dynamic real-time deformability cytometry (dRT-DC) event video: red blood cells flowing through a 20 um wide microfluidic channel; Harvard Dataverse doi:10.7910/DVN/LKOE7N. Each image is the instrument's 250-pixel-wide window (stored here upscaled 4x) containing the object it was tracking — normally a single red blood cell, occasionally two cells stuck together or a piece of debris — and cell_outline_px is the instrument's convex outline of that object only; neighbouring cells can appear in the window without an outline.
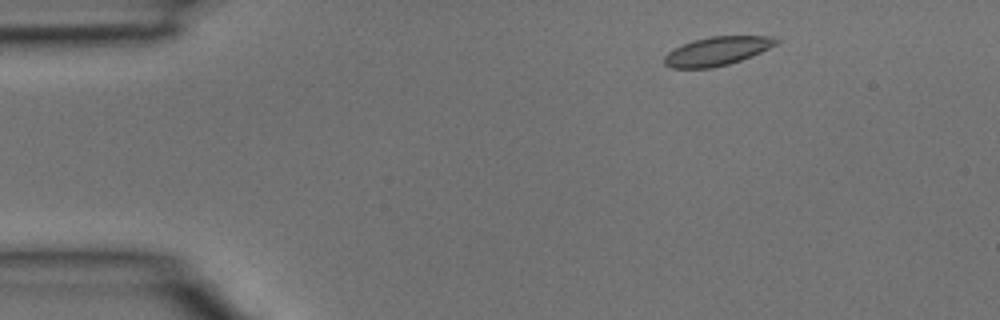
{"species": "common noctule bat (a hibernating species)", "species_latin": "Nyctalus noctula", "temperature_condition": "room temperature", "stored_images_in_passage": 36, "camera_frame_rate_fps": 3000, "um_per_image_px": 0.085, "animal": {"sex": "male", "body_mass_g": 15.6}, "frame": {"image": 1, "passage_image": 3, "time_ms": 0.667, "image_size_px": [1000, 320], "cell_outline_px": [[780, 40], [776, 44], [752, 56], [728, 64], [712, 68], [672, 68], [664, 64], [664, 56], [668, 52], [692, 40], [712, 36], [772, 36]], "centroid_in_image_um": [60.95, 4.34], "position_along_channel_um": 24.1, "area_um2": 18.55}}
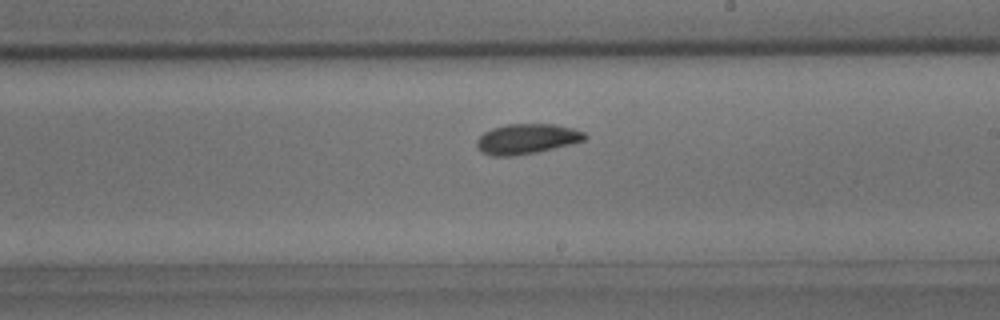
{"frame": {"image": 2, "passage_image": 20, "time_ms": 6.333, "image_size_px": [1000, 320], "cell_outline_px": [[588, 136], [584, 140], [572, 144], [536, 152], [512, 156], [492, 156], [480, 152], [476, 144], [476, 140], [484, 132], [492, 128], [504, 124], [556, 124], [572, 128], [584, 132]], "centroid_in_image_um": [44.76, 11.8], "position_along_channel_um": 244.2, "area_um2": 19.07}}
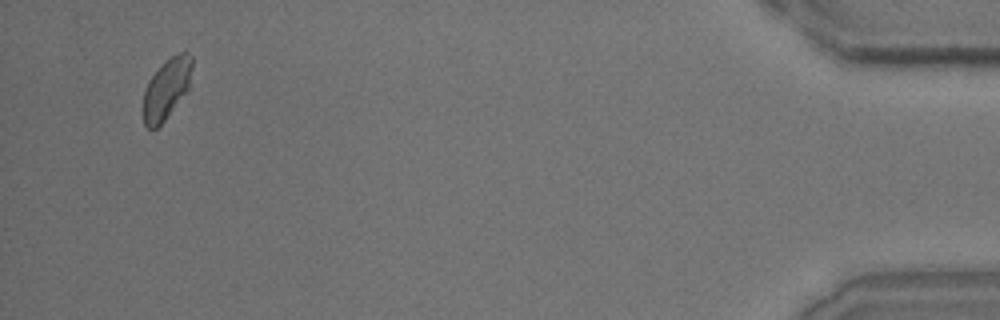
{"frame": {"image": 3, "passage_image": 35, "time_ms": 11.333, "image_size_px": [1000, 320], "cell_outline_px": [[192, 68], [188, 88], [164, 120], [156, 128], [148, 128], [144, 124], [140, 112], [144, 88], [148, 80], [172, 56], [180, 52], [188, 52], [192, 56]], "centroid_in_image_um": [14.09, 7.58], "position_along_channel_um": 421.1, "area_um2": 17.11}}